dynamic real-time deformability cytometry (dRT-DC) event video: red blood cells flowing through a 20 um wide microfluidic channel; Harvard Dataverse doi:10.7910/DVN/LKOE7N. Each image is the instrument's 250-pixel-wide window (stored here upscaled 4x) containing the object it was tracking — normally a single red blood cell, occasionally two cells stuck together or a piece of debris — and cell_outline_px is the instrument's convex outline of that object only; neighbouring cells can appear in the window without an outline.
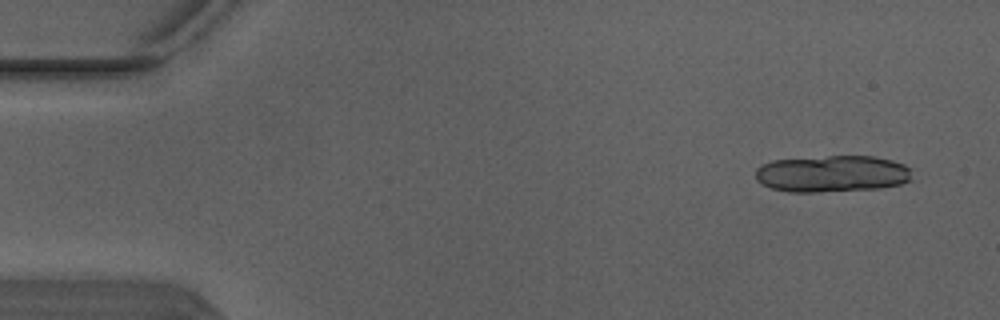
{"species": "Egyptian fruit bat (a non-hibernating species)", "species_latin": "Rousettus aegyptiacus", "temperature_condition": "warm", "stored_images_in_passage": 4, "camera_frame_rate_fps": 3000, "um_per_image_px": 0.085, "animal": {"sex": "male"}, "frame": {"image": 1, "passage_image": 1, "time_ms": 0.0, "image_size_px": [1000, 320], "cell_outline_px": [[912, 180], [900, 184], [880, 188], [816, 192], [788, 192], [772, 188], [760, 184], [756, 180], [756, 168], [772, 160], [828, 156], [872, 156], [892, 160], [904, 164], [908, 168]], "centroid_in_image_um": [70.71, 14.77], "position_along_channel_um": 14.3, "area_um2": 33.52}}
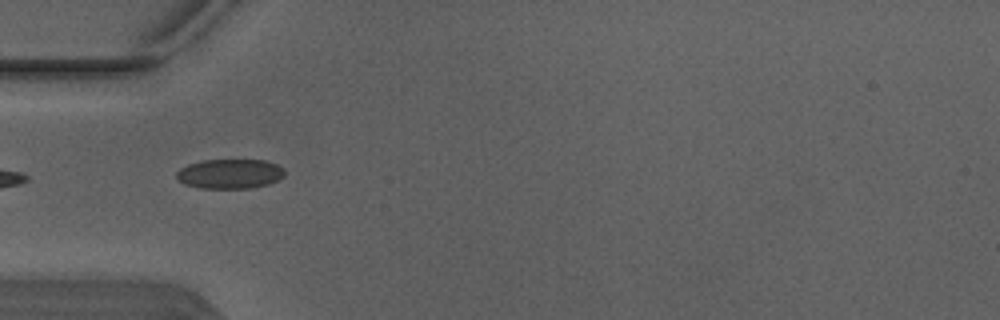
{"frame": {"image": 2, "passage_image": 4, "time_ms": 1.0, "image_size_px": [1000, 320], "cell_outline_px": [[284, 176], [268, 184], [252, 188], [200, 188], [184, 184], [176, 180], [176, 172], [180, 168], [188, 164], [204, 160], [264, 160], [276, 164], [284, 168]], "centroid_in_image_um": [19.51, 14.77], "position_along_channel_um": 65.5, "area_um2": 18.73}}